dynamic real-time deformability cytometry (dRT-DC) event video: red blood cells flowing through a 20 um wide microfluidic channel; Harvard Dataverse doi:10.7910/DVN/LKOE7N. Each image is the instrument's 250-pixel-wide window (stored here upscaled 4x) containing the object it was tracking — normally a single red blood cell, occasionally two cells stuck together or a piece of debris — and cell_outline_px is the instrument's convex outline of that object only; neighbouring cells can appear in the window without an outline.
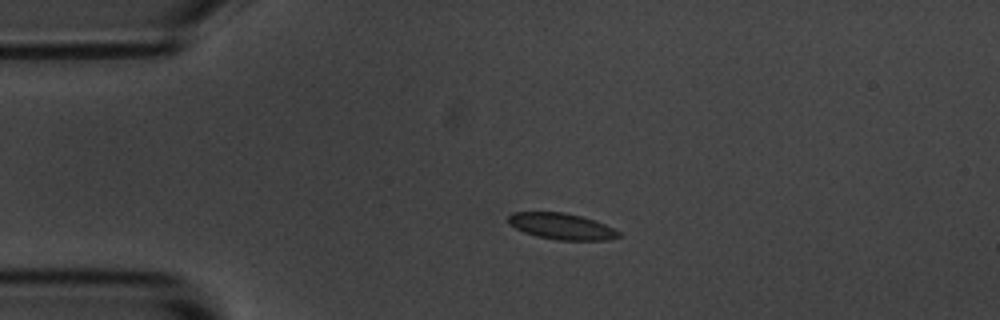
{"species": "common noctule bat (a hibernating species)", "species_latin": "Nyctalus noctula", "temperature_condition": "room temperature", "stored_images_in_passage": 44, "camera_frame_rate_fps": 3000, "um_per_image_px": 0.085, "animal": {"sex": "male", "body_mass_g": 20.1, "forearm_length_mm": 53.5}, "frame": {"image": 1, "passage_image": 1, "time_ms": 0.0, "image_size_px": [1000, 320], "cell_outline_px": [[620, 236], [608, 240], [556, 240], [536, 236], [524, 232], [508, 224], [508, 216], [512, 212], [564, 212], [596, 220], [620, 232]], "centroid_in_image_um": [47.72, 19.23], "position_along_channel_um": 37.3, "area_um2": 16.88}}
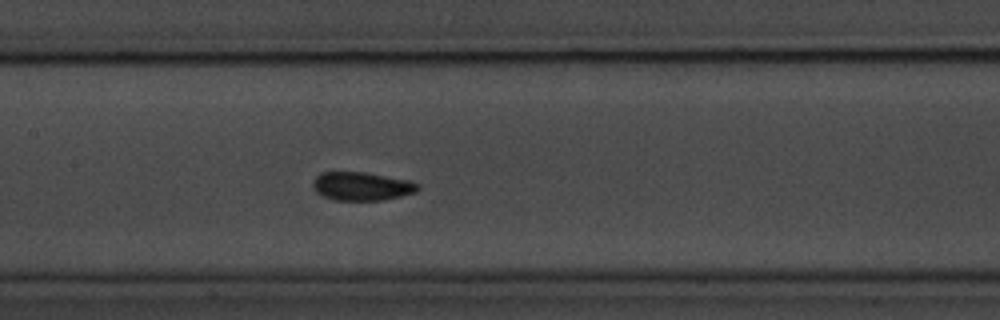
{"frame": {"image": 2, "passage_image": 15, "time_ms": 4.667, "image_size_px": [1000, 320], "cell_outline_px": [[420, 188], [416, 192], [384, 200], [336, 200], [320, 196], [312, 188], [312, 184], [316, 176], [320, 172], [364, 172], [412, 180], [420, 184]], "centroid_in_image_um": [30.75, 15.83], "position_along_channel_um": 176.6, "area_um2": 17.69}}
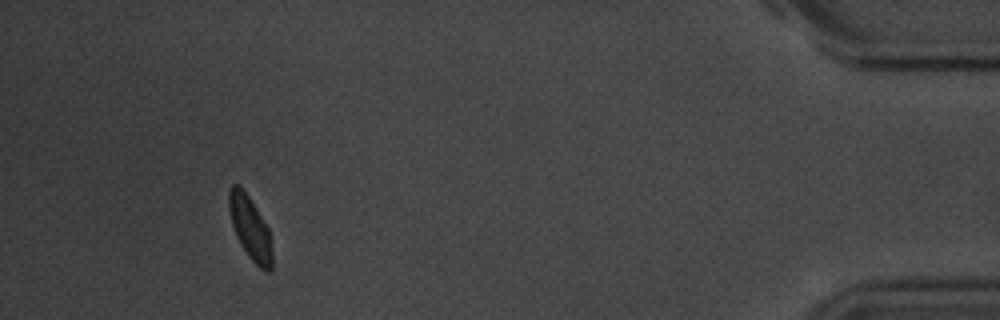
{"frame": {"image": 3, "passage_image": 40, "time_ms": 13.0, "image_size_px": [1000, 320], "cell_outline_px": [[272, 268], [268, 272], [260, 268], [248, 256], [240, 244], [236, 236], [232, 224], [228, 208], [228, 192], [232, 184], [236, 184], [248, 196], [256, 208], [268, 228], [272, 252]], "centroid_in_image_um": [21.25, 19.4], "position_along_channel_um": 414.0, "area_um2": 15.66}, "authors_computed_cell_mechanics": {"area_um2": 16.7042, "velocity_mm_per_s": 3.6353, "shape_relaxation_time_tau1_ms": 2.2776, "shape_relaxation_time_tau2_ms": null, "deformation_change_tau1": 0.0831, "deformation_change_tau2": null}}